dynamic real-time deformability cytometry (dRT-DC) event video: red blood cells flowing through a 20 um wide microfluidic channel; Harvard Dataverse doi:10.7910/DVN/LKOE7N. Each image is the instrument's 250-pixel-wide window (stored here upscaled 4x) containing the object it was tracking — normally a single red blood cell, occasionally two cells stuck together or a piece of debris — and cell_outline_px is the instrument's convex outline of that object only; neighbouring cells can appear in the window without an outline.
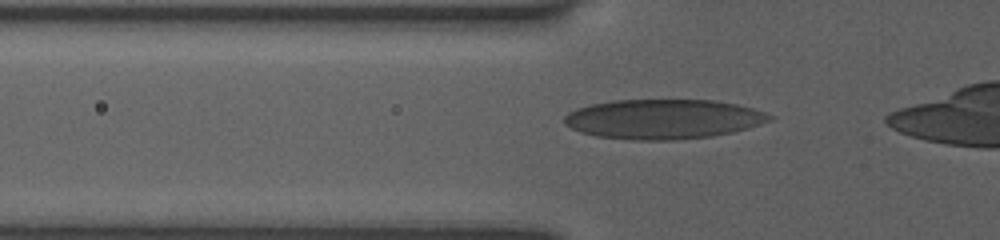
{"species": "human", "species_latin": "Homo sapiens", "temperature_condition": "room temperature", "stored_images_in_passage": 32, "camera_frame_rate_fps": 3000, "um_per_image_px": 0.085, "donor": {"sex": "female"}, "frame": {"image": 1, "passage_image": 3, "time_ms": 0.667, "image_size_px": [1000, 240], "cell_outline_px": [[772, 120], [732, 132], [712, 136], [676, 140], [632, 140], [596, 136], [580, 132], [564, 124], [564, 116], [568, 112], [576, 108], [592, 104], [616, 100], [712, 100], [736, 104], [752, 108], [764, 112], [772, 116]], "centroid_in_image_um": [56.33, 10.12], "position_along_channel_um": 69.5, "area_um2": 47.34}}
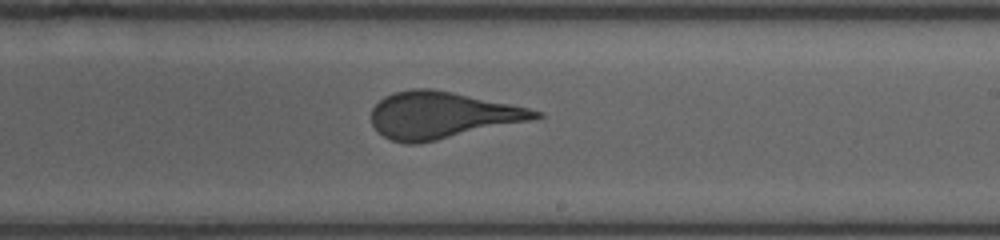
{"frame": {"image": 2, "passage_image": 17, "time_ms": 5.333, "image_size_px": [1000, 240], "cell_outline_px": [[544, 116], [528, 120], [436, 140], [416, 144], [404, 144], [392, 140], [384, 136], [372, 124], [372, 108], [384, 96], [396, 92], [412, 88], [432, 88], [452, 92], [528, 108], [540, 112]], "centroid_in_image_um": [37.49, 9.78], "position_along_channel_um": 251.5, "area_um2": 43.75}}
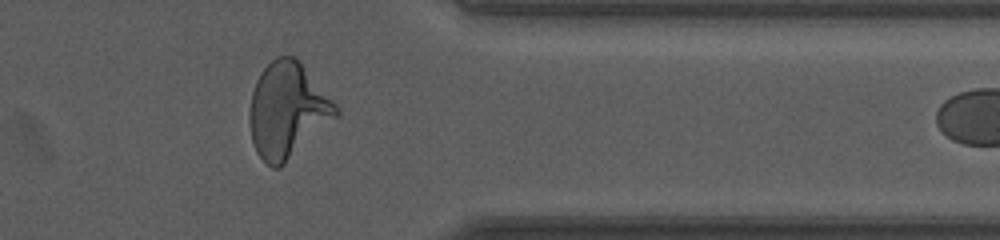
{"frame": {"image": 3, "passage_image": 28, "time_ms": 9.0, "image_size_px": [1000, 240], "cell_outline_px": [[340, 116], [280, 168], [272, 168], [256, 152], [252, 140], [248, 120], [248, 116], [252, 92], [256, 80], [260, 72], [276, 56], [292, 56], [300, 60], [340, 108]], "centroid_in_image_um": [24.46, 9.38], "position_along_channel_um": 386.9, "area_um2": 48.55}, "authors_computed_cell_mechanics": {"area_um2": 44.2748, "velocity_mm_per_s": 3.9232, "shape_relaxation_time_tau1_ms": 11.2974, "shape_relaxation_time_tau2_ms": null, "deformation_change_tau1": 0.3011, "deformation_change_tau2": null}}